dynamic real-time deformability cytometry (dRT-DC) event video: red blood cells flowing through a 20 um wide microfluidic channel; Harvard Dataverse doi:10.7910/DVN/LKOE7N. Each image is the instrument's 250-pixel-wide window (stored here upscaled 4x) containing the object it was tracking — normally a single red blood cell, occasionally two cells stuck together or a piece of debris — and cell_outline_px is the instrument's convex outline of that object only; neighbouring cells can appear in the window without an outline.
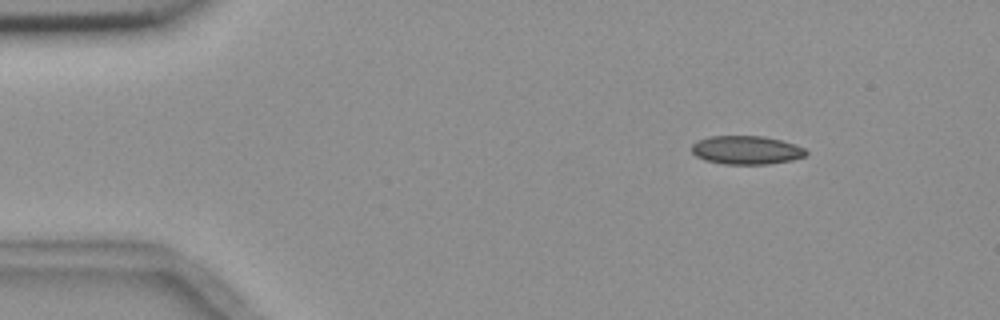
{"species": "common noctule bat (a hibernating species)", "species_latin": "Nyctalus noctula", "temperature_condition": "room temperature", "stored_images_in_passage": 5, "camera_frame_rate_fps": 3000, "um_per_image_px": 0.085, "animal": {"sex": "female", "body_mass_g": 18.4}, "frame": {"image": 1, "passage_image": 2, "time_ms": 1.333, "image_size_px": [1000, 320], "cell_outline_px": [[808, 156], [792, 160], [768, 164], [724, 164], [704, 160], [696, 156], [692, 152], [692, 144], [696, 140], [708, 136], [764, 136], [796, 144], [804, 148], [808, 152]], "centroid_in_image_um": [63.45, 12.75], "position_along_channel_um": 21.6, "area_um2": 19.25}}
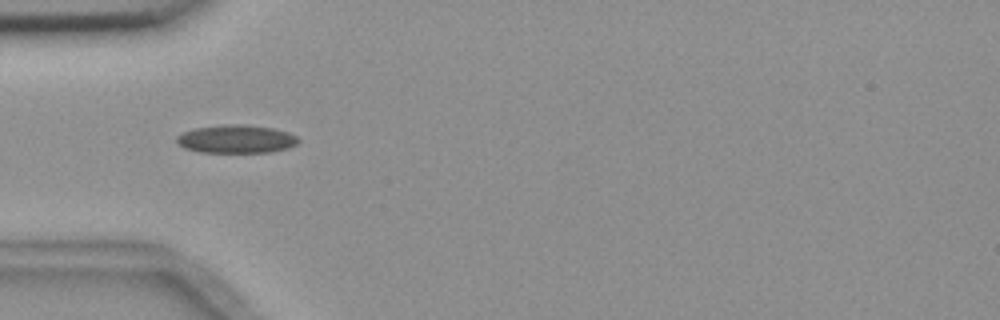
{"frame": {"image": 2, "passage_image": 5, "time_ms": 4.667, "image_size_px": [1000, 320], "cell_outline_px": [[300, 140], [296, 144], [288, 148], [272, 152], [200, 152], [184, 148], [176, 140], [176, 136], [184, 132], [196, 128], [224, 124], [244, 124], [272, 128], [288, 132], [296, 136]], "centroid_in_image_um": [20.1, 11.81], "position_along_channel_um": 64.9, "area_um2": 19.94}}